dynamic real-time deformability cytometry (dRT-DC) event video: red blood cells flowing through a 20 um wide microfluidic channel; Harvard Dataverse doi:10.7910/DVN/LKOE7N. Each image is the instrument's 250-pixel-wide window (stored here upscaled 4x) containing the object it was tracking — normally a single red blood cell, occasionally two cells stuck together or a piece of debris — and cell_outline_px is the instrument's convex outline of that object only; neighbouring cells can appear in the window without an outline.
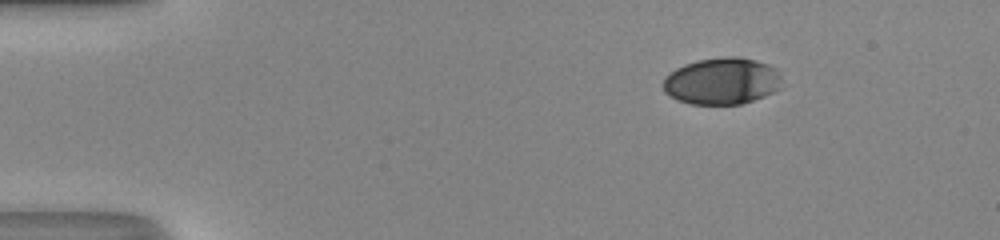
{"species": "human", "species_latin": "Homo sapiens", "temperature_condition": "room temperature", "stored_images_in_passage": 42, "camera_frame_rate_fps": 3000, "um_per_image_px": 0.085, "donor": {"sex": "male"}, "frame": {"image": 1, "passage_image": 1, "time_ms": 0.0, "image_size_px": [1000, 240], "cell_outline_px": [[780, 88], [764, 96], [740, 104], [692, 104], [676, 100], [664, 92], [664, 80], [676, 68], [684, 64], [696, 60], [728, 56], [736, 56], [756, 60], [768, 64], [780, 76]], "centroid_in_image_um": [61.34, 6.89], "position_along_channel_um": 23.7, "area_um2": 32.08}}
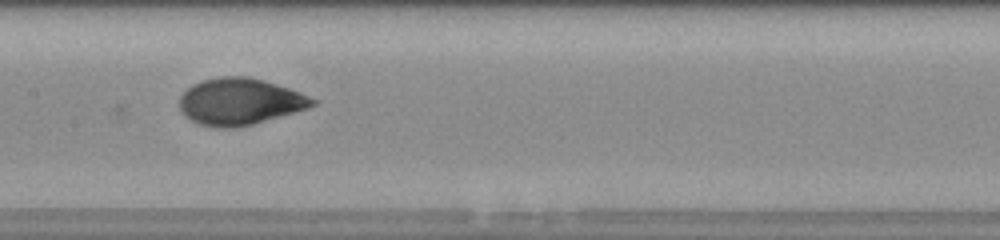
{"frame": {"image": 2, "passage_image": 19, "time_ms": 6.0, "image_size_px": [1000, 240], "cell_outline_px": [[316, 104], [308, 108], [252, 124], [232, 128], [216, 128], [200, 124], [184, 116], [180, 112], [180, 96], [192, 84], [204, 80], [220, 76], [248, 76], [276, 84], [300, 92], [316, 100]], "centroid_in_image_um": [20.36, 8.63], "position_along_channel_um": 187.0, "area_um2": 35.95}}
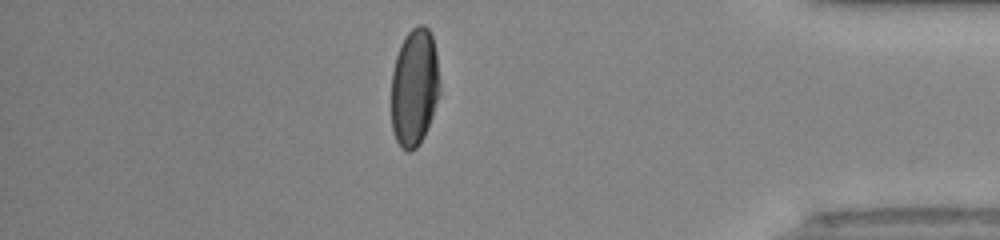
{"frame": {"image": 3, "passage_image": 36, "time_ms": 11.667, "image_size_px": [1000, 240], "cell_outline_px": [[440, 88], [432, 116], [424, 136], [416, 148], [408, 152], [400, 148], [396, 140], [392, 128], [392, 72], [396, 56], [400, 44], [404, 36], [412, 28], [420, 24], [424, 24], [428, 28], [432, 36], [436, 52], [440, 84]], "centroid_in_image_um": [35.22, 7.41], "position_along_channel_um": 400.0, "area_um2": 33.35}, "authors_computed_cell_mechanics": {"area_um2": 34.969, "velocity_mm_per_s": 4.3565, "shape_relaxation_time_tau1_ms": 3.2286, "shape_relaxation_time_tau2_ms": 0.7691, "deformation_change_tau1": 0.1643, "deformation_change_tau2": 0.0436}}